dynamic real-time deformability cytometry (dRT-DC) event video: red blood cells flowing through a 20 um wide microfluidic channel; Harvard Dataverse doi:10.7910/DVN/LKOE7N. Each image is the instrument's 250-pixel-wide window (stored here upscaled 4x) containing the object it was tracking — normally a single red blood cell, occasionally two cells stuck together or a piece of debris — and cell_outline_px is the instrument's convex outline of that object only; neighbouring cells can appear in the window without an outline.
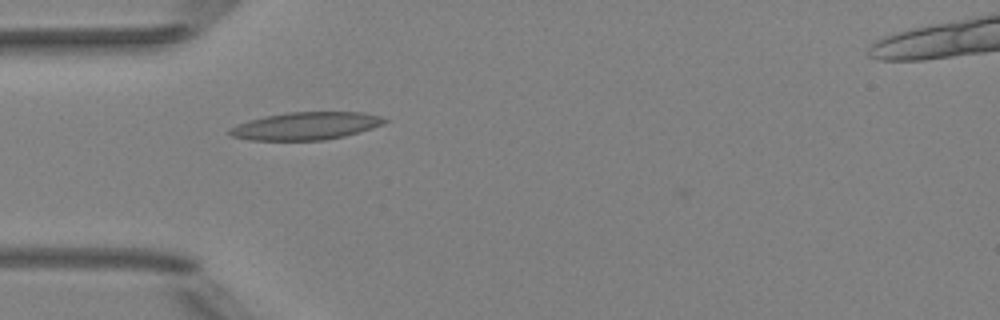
{"species": "Egyptian fruit bat (a non-hibernating species)", "species_latin": "Rousettus aegyptiacus", "temperature_condition": "room temperature", "stored_images_in_passage": 4, "camera_frame_rate_fps": 3000, "um_per_image_px": 0.085, "animal": {"sex": "female"}, "frame": {"image": 1, "passage_image": 4, "time_ms": 1.0, "image_size_px": [1000, 320], "cell_outline_px": [[388, 120], [384, 124], [372, 128], [344, 136], [324, 140], [248, 140], [232, 136], [228, 132], [228, 128], [236, 124], [248, 120], [264, 116], [288, 112], [364, 112], [380, 116]], "centroid_in_image_um": [25.97, 10.7], "position_along_channel_um": 59.0, "area_um2": 25.03}}